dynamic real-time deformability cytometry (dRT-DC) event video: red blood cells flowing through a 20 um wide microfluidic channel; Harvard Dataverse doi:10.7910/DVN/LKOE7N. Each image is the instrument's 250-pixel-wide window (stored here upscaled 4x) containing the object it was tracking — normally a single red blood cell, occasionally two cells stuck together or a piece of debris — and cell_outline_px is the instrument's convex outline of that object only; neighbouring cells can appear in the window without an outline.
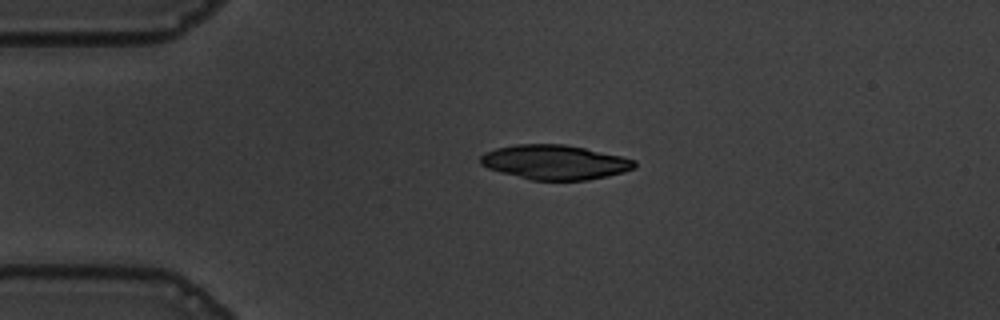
{"species": "common noctule bat (a hibernating species)", "species_latin": "Nyctalus noctula", "temperature_condition": "warm", "stored_images_in_passage": 44, "camera_frame_rate_fps": 3000, "um_per_image_px": 0.085, "animal": {"sex": "male", "body_mass_g": 19.5, "forearm_length_mm": 54.6}, "frame": {"image": 1, "passage_image": 1, "time_ms": 0.0, "image_size_px": [1000, 320], "cell_outline_px": [[636, 168], [624, 172], [608, 176], [588, 180], [532, 180], [488, 168], [480, 164], [480, 156], [484, 152], [496, 148], [516, 144], [564, 144], [584, 148], [620, 156], [636, 160]], "centroid_in_image_um": [47.17, 13.78], "position_along_channel_um": 37.8, "area_um2": 30.92}}
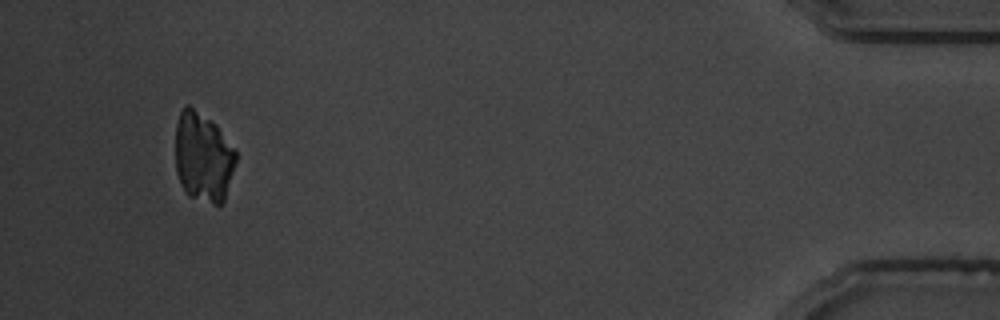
{"frame": {"image": 2, "passage_image": 41, "time_ms": 13.333, "image_size_px": [1000, 320], "cell_outline_px": [[236, 164], [224, 200], [220, 204], [212, 204], [188, 196], [184, 192], [176, 172], [176, 124], [180, 112], [188, 104], [216, 124], [236, 152]], "centroid_in_image_um": [17.26, 13.38], "position_along_channel_um": 417.9, "area_um2": 31.56}}